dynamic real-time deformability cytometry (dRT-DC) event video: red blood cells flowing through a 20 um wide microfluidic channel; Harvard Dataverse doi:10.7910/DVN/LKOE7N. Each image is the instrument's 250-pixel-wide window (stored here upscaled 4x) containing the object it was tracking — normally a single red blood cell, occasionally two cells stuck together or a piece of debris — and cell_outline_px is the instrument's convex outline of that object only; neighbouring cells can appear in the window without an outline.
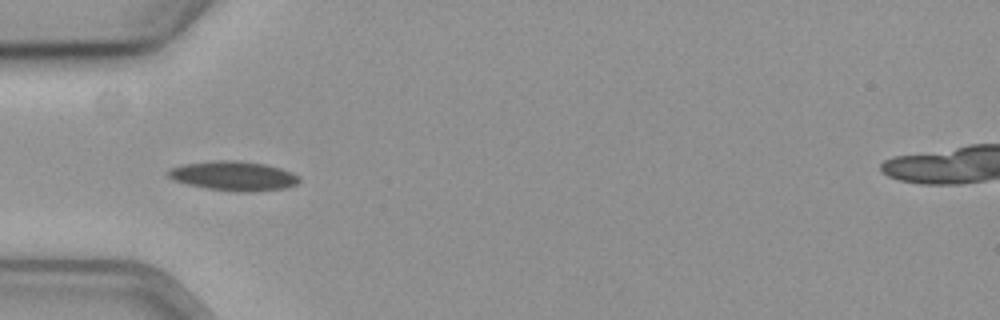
{"species": "common noctule bat (a hibernating species)", "species_latin": "Nyctalus noctula", "temperature_condition": "cold", "stored_images_in_passage": 15, "camera_frame_rate_fps": 3000, "um_per_image_px": 0.085, "animal": {"sex": "female", "body_mass_g": 19.3, "forearm_length_mm": 54.1}, "frame": {"image": 1, "passage_image": 5, "time_ms": 1.333, "image_size_px": [1000, 320], "cell_outline_px": [[300, 180], [296, 184], [284, 188], [252, 192], [240, 192], [208, 188], [188, 184], [172, 180], [168, 176], [168, 172], [172, 168], [184, 164], [220, 160], [240, 160], [264, 164], [280, 168], [292, 172], [300, 176]], "centroid_in_image_um": [19.89, 14.95], "position_along_channel_um": 65.1, "area_um2": 22.31}}
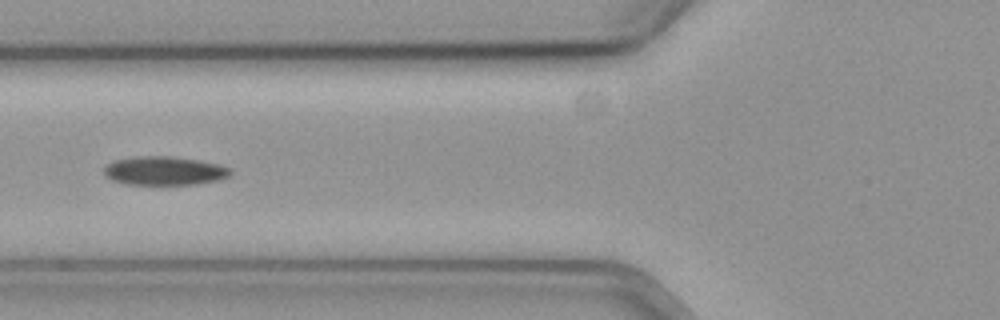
{"frame": {"image": 2, "passage_image": 9, "time_ms": 2.667, "image_size_px": [1000, 320], "cell_outline_px": [[232, 172], [228, 176], [220, 180], [196, 184], [124, 184], [112, 180], [104, 172], [104, 164], [112, 160], [136, 156], [168, 156], [196, 160], [220, 164], [228, 168]], "centroid_in_image_um": [13.93, 14.51], "position_along_channel_um": 111.9, "area_um2": 21.15}}